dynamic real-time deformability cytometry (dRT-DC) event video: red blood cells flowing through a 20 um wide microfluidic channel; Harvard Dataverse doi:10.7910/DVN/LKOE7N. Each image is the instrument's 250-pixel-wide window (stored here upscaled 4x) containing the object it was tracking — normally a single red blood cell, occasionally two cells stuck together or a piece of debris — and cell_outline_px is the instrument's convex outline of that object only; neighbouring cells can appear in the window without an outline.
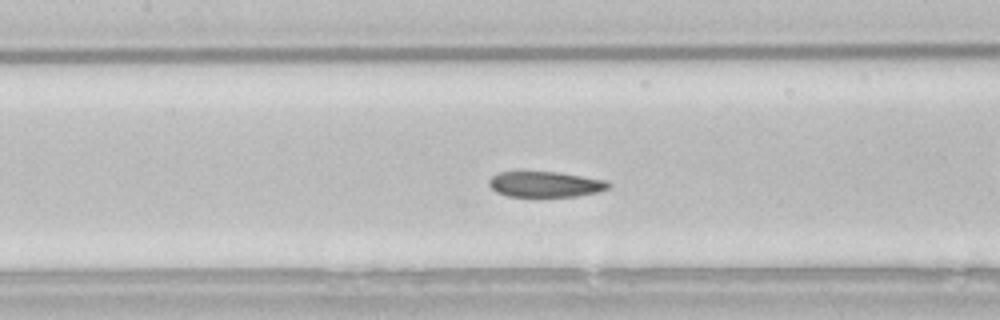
{"species": "common noctule bat (a hibernating species)", "species_latin": "Nyctalus noctula", "temperature_condition": "room temperature", "stored_images_in_passage": 53, "camera_frame_rate_fps": 3000, "um_per_image_px": 0.085, "animal": {"sex": "male", "body_mass_g": 21.5, "forearm_length_mm": 52.0}, "frame": {"image": 1, "passage_image": 23, "time_ms": 7.333, "image_size_px": [1000, 320], "cell_outline_px": [[612, 184], [608, 188], [596, 192], [576, 196], [508, 196], [496, 192], [488, 184], [488, 180], [492, 176], [500, 172], [560, 172], [604, 180]], "centroid_in_image_um": [46.33, 15.66], "position_along_channel_um": 161.1, "area_um2": 17.63}, "authors_computed_cell_mechanics": {"area_um2": 19.3052, "velocity_mm_per_s": 3.8073, "shape_relaxation_time_tau1_ms": 4.7663, "shape_relaxation_time_tau2_ms": 2.41, "deformation_change_tau1": 0.1156, "deformation_change_tau2": 0.0716}}